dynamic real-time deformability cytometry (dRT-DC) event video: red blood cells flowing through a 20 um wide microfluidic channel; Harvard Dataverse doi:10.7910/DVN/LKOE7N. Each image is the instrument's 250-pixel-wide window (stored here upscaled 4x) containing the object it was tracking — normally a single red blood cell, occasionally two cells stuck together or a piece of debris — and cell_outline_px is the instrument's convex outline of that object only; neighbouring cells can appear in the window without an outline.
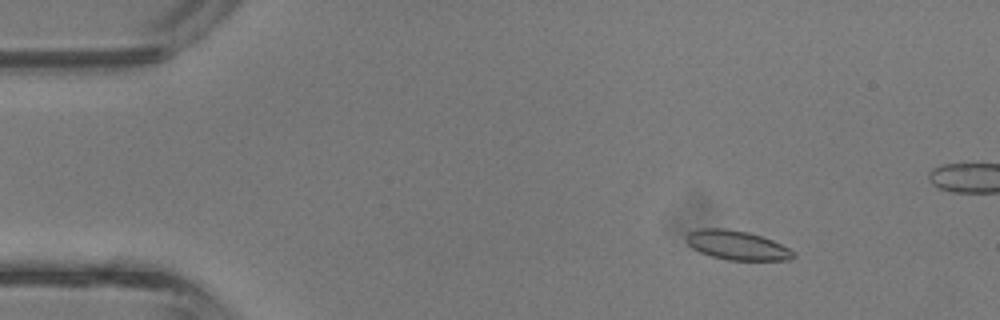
{"species": "common noctule bat (a hibernating species)", "species_latin": "Nyctalus noctula", "temperature_condition": "room temperature", "stored_images_in_passage": 5, "camera_frame_rate_fps": 3000, "um_per_image_px": 0.085, "animal": {"sex": "male", "body_mass_g": 13.3}, "frame": {"image": 1, "passage_image": 2, "time_ms": 0.333, "image_size_px": [1000, 320], "cell_outline_px": [[796, 256], [788, 260], [728, 260], [712, 256], [700, 252], [692, 248], [684, 240], [684, 236], [688, 232], [700, 228], [724, 228], [748, 232], [772, 240], [796, 252]], "centroid_in_image_um": [62.61, 20.84], "position_along_channel_um": 22.4, "area_um2": 18.32}}